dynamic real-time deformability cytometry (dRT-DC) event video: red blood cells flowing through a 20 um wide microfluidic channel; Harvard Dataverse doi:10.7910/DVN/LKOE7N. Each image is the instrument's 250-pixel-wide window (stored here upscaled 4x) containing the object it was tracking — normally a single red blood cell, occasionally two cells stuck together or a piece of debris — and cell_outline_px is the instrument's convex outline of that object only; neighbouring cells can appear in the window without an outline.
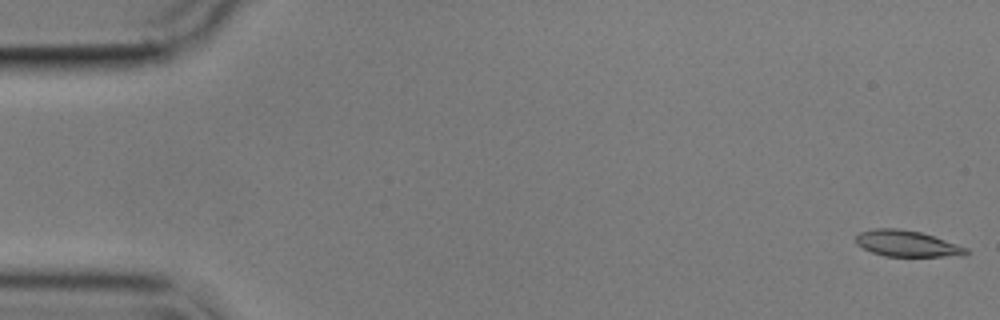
{"species": "common noctule bat (a hibernating species)", "species_latin": "Nyctalus noctula", "temperature_condition": "cold", "stored_images_in_passage": 56, "camera_frame_rate_fps": 3000, "um_per_image_px": 0.085, "animal": {"sex": "male", "body_mass_g": 17.9}, "frame": {"image": 1, "passage_image": 1, "time_ms": 0.0, "image_size_px": [1000, 320], "cell_outline_px": [[972, 252], [964, 256], [884, 256], [872, 252], [856, 244], [856, 236], [860, 232], [872, 228], [900, 228], [920, 232], [968, 248]], "centroid_in_image_um": [77.1, 20.7], "position_along_channel_um": 7.9, "area_um2": 16.82}}
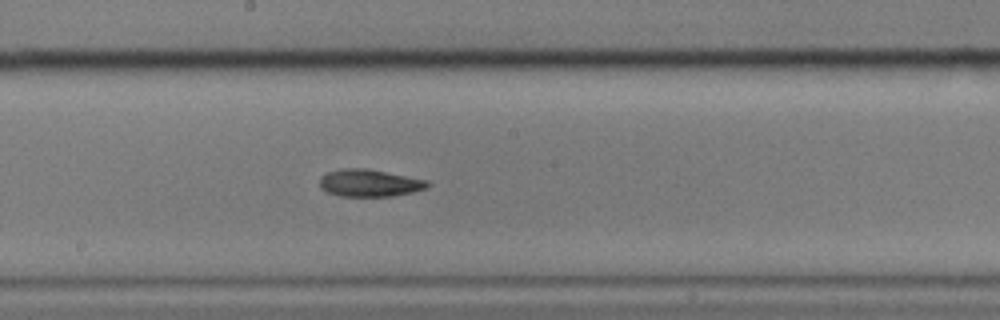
{"frame": {"image": 2, "passage_image": 30, "time_ms": 9.667, "image_size_px": [1000, 320], "cell_outline_px": [[432, 184], [428, 188], [412, 192], [392, 196], [340, 196], [328, 192], [320, 188], [320, 180], [328, 172], [344, 168], [364, 168], [428, 180]], "centroid_in_image_um": [31.45, 15.56], "position_along_channel_um": 216.8, "area_um2": 16.99}}
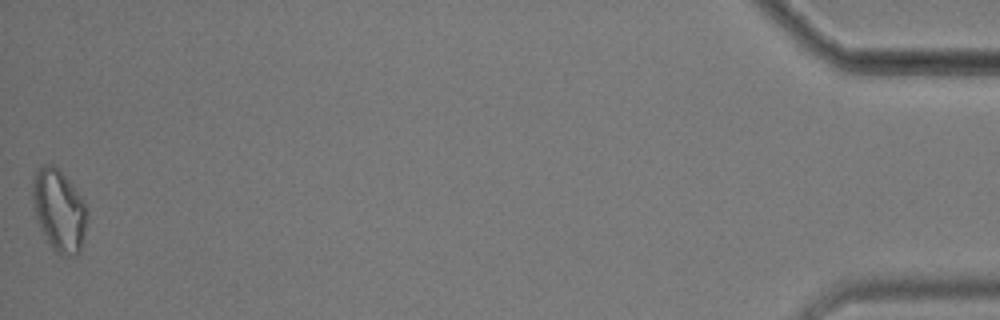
{"frame": {"image": 3, "passage_image": 56, "time_ms": 18.333, "image_size_px": [1000, 320], "cell_outline_px": [[88, 216], [80, 252], [76, 256], [68, 256], [56, 252], [48, 244], [36, 216], [32, 204], [32, 176], [40, 164], [56, 164], [72, 184], [84, 200], [88, 212]], "centroid_in_image_um": [5.01, 17.83], "position_along_channel_um": 430.2, "area_um2": 26.53}, "authors_computed_cell_mechanics": {"area_um2": 17.4845, "velocity_mm_per_s": 3.5471, "shape_relaxation_time_tau1_ms": 4.2928, "shape_relaxation_time_tau2_ms": null, "deformation_change_tau1": 0.13, "deformation_change_tau2": null}}